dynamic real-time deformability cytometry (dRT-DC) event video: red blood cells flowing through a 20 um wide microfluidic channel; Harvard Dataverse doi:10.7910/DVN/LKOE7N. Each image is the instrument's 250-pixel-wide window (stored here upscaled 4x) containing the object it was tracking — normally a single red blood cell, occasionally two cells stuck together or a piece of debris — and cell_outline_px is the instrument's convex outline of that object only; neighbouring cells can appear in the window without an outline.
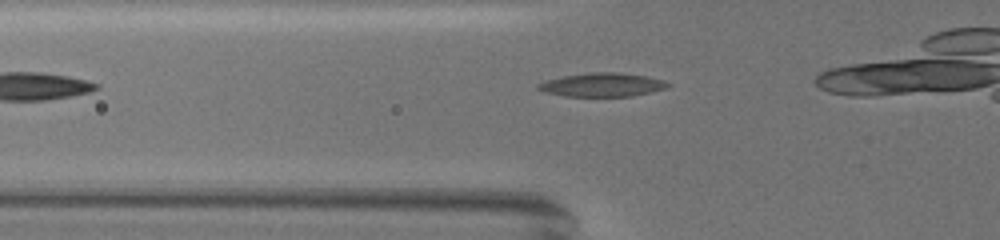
{"species": "common noctule bat (a hibernating species)", "species_latin": "Nyctalus noctula", "temperature_condition": "warm", "stored_images_in_passage": 14, "camera_frame_rate_fps": 3000, "um_per_image_px": 0.085, "animal": {"sex": "female", "body_mass_g": 19.5, "forearm_length_mm": 54.1}, "frame": {"image": 1, "passage_image": 3, "time_ms": 0.667, "image_size_px": [1000, 240], "cell_outline_px": [[672, 84], [664, 88], [632, 96], [564, 96], [544, 92], [536, 88], [536, 84], [548, 80], [564, 76], [592, 72], [620, 72], [644, 76], [660, 80]], "centroid_in_image_um": [51.13, 7.21], "position_along_channel_um": 74.7, "area_um2": 17.57}}
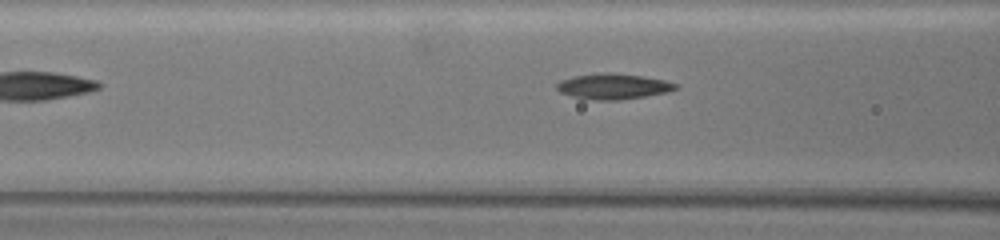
{"frame": {"image": 2, "passage_image": 7, "time_ms": 2.0, "image_size_px": [1000, 240], "cell_outline_px": [[680, 84], [676, 88], [668, 92], [620, 100], [596, 100], [572, 96], [560, 92], [556, 88], [556, 84], [560, 80], [572, 76], [604, 72], [608, 72], [644, 76], [664, 80]], "centroid_in_image_um": [52.12, 7.33], "position_along_channel_um": 114.5, "area_um2": 17.74}}
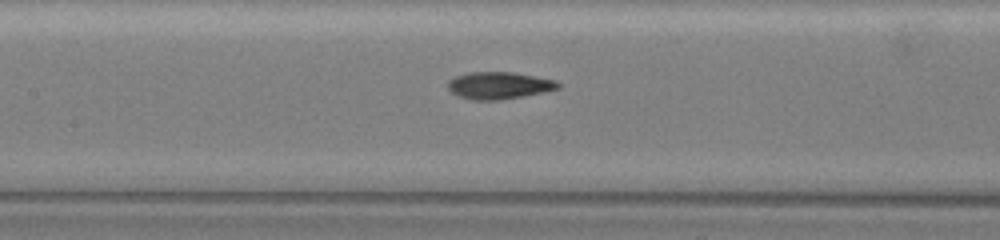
{"frame": {"image": 3, "passage_image": 12, "time_ms": 3.667, "image_size_px": [1000, 240], "cell_outline_px": [[560, 88], [544, 92], [500, 100], [476, 100], [460, 96], [452, 92], [448, 88], [448, 80], [456, 76], [468, 72], [512, 72], [552, 80], [560, 84]], "centroid_in_image_um": [42.39, 7.26], "position_along_channel_um": 165.0, "area_um2": 17.11}}